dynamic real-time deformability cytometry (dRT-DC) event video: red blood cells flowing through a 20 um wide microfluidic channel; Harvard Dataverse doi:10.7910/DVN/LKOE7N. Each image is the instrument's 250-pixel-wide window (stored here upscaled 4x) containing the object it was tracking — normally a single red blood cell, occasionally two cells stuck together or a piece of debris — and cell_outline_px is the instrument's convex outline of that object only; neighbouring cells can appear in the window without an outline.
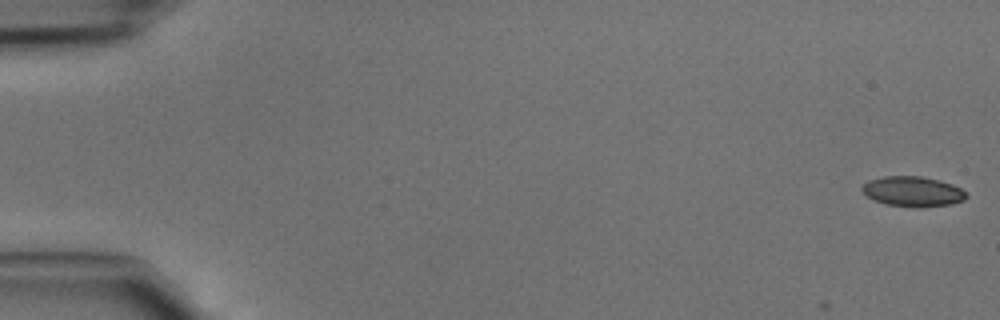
{"species": "common noctule bat (a hibernating species)", "species_latin": "Nyctalus noctula", "temperature_condition": "cold", "stored_images_in_passage": 6, "camera_frame_rate_fps": 3000, "um_per_image_px": 0.085, "animal": {"sex": "male", "body_mass_g": 15.6}, "frame": {"image": 1, "passage_image": 1, "time_ms": 0.0, "image_size_px": [1000, 320], "cell_outline_px": [[968, 196], [964, 200], [952, 204], [920, 208], [888, 204], [872, 200], [860, 188], [868, 180], [884, 176], [920, 176], [940, 180], [952, 184], [960, 188]], "centroid_in_image_um": [77.59, 16.28], "position_along_channel_um": 7.4, "area_um2": 18.32}}